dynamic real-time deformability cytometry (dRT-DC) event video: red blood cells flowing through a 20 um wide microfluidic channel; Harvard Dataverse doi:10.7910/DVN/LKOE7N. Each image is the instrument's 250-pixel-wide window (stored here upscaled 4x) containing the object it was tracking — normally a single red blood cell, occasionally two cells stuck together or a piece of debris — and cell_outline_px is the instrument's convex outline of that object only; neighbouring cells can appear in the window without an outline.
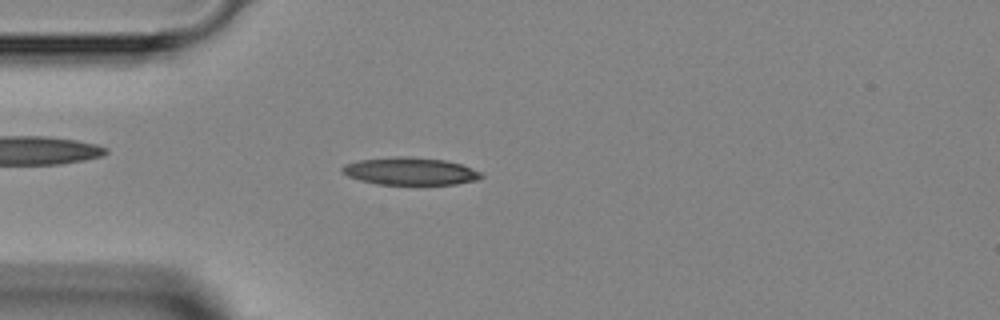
{"species": "Egyptian fruit bat (a non-hibernating species)", "species_latin": "Rousettus aegyptiacus", "temperature_condition": "room temperature", "stored_images_in_passage": 3, "camera_frame_rate_fps": 3000, "um_per_image_px": 0.085, "animal": {"sex": "female"}, "frame": {"image": 1, "passage_image": 3, "time_ms": 2.0, "image_size_px": [1000, 320], "cell_outline_px": [[484, 176], [476, 180], [456, 184], [376, 184], [360, 180], [348, 176], [340, 172], [340, 168], [344, 164], [360, 160], [392, 156], [408, 156], [444, 160], [460, 164], [484, 172]], "centroid_in_image_um": [34.85, 14.55], "position_along_channel_um": 50.1, "area_um2": 22.43}}